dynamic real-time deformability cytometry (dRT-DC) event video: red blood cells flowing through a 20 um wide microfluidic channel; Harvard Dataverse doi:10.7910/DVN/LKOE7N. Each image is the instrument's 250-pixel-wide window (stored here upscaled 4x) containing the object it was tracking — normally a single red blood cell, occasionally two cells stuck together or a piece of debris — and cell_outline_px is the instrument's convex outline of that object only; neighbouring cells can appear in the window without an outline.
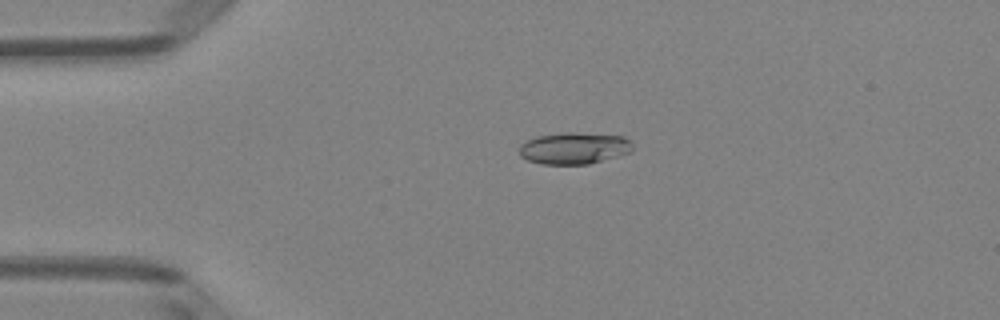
{"species": "Egyptian fruit bat (a non-hibernating species)", "species_latin": "Rousettus aegyptiacus", "temperature_condition": "room temperature", "stored_images_in_passage": 51, "camera_frame_rate_fps": 3000, "um_per_image_px": 0.085, "animal": {"sex": "female"}, "frame": {"image": 1, "passage_image": 12, "time_ms": 3.667, "image_size_px": [1000, 320], "cell_outline_px": [[632, 148], [628, 152], [616, 156], [588, 164], [540, 164], [528, 160], [520, 156], [520, 144], [524, 140], [536, 136], [560, 132], [576, 132], [624, 136], [632, 144]], "centroid_in_image_um": [48.73, 12.58], "position_along_channel_um": 36.3, "area_um2": 20.98}}
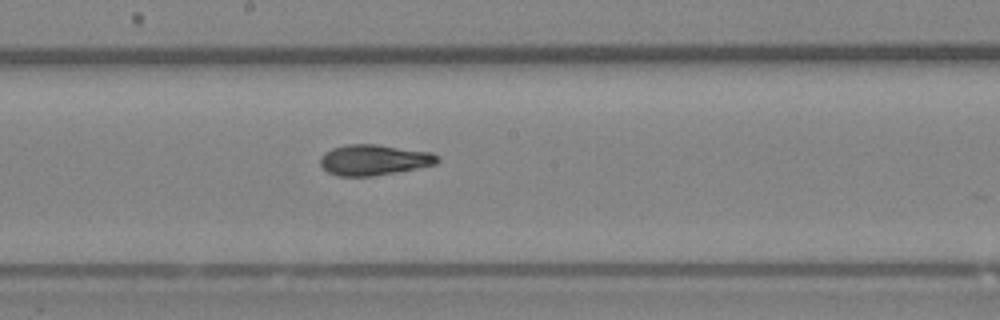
{"frame": {"image": 2, "passage_image": 28, "time_ms": 9.0, "image_size_px": [1000, 320], "cell_outline_px": [[440, 160], [436, 164], [376, 176], [336, 176], [328, 172], [320, 164], [320, 156], [324, 152], [332, 148], [344, 144], [376, 144], [432, 152], [440, 156]], "centroid_in_image_um": [31.78, 13.58], "position_along_channel_um": 216.4, "area_um2": 21.15}}
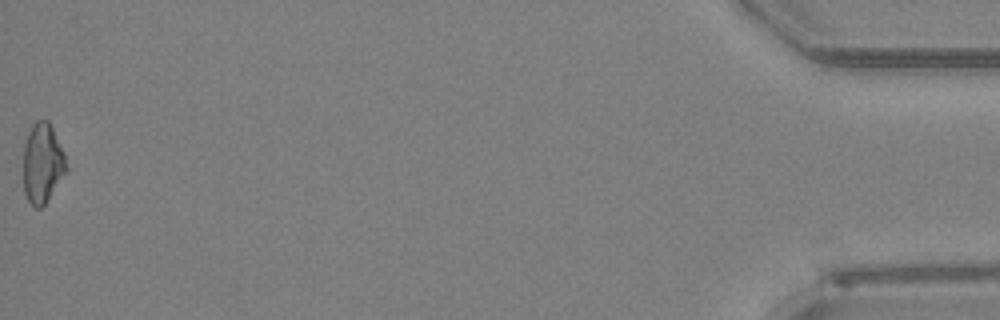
{"frame": {"image": 3, "passage_image": 51, "time_ms": 16.667, "image_size_px": [1000, 320], "cell_outline_px": [[68, 172], [44, 204], [40, 208], [36, 208], [28, 200], [24, 192], [24, 144], [28, 132], [32, 124], [36, 120], [48, 120], [64, 152], [68, 168]], "centroid_in_image_um": [3.63, 13.87], "position_along_channel_um": 431.6, "area_um2": 20.06}, "authors_computed_cell_mechanics": {"area_um2": 20.8658, "velocity_mm_per_s": 4.0779, "shape_relaxation_time_tau1_ms": 3.6344, "shape_relaxation_time_tau2_ms": 2.9322, "deformation_change_tau1": 0.1456, "deformation_change_tau2": 0.1123}}